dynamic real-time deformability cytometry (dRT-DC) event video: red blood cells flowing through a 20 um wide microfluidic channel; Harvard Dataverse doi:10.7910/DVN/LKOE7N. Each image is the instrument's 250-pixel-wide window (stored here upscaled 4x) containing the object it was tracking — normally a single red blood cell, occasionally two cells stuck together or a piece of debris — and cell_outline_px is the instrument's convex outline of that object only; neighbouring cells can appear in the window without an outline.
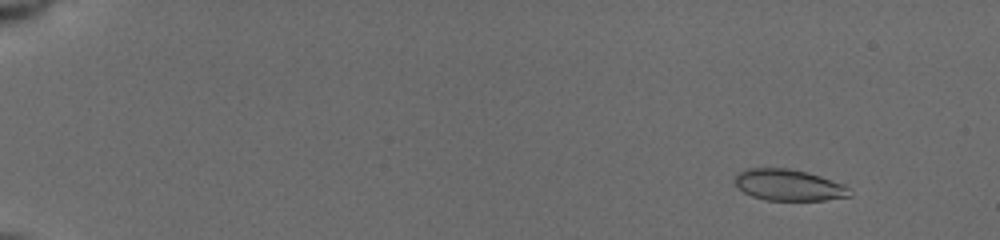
{"species": "common noctule bat (a hibernating species)", "species_latin": "Nyctalus noctula", "temperature_condition": "cold", "stored_images_in_passage": 40, "camera_frame_rate_fps": 3000, "um_per_image_px": 0.085, "animal": {"sex": "female", "body_mass_g": 19.5, "forearm_length_mm": 54.1}, "frame": {"image": 1, "passage_image": 7, "time_ms": 1.667, "image_size_px": [1000, 240], "cell_outline_px": [[852, 196], [824, 200], [764, 200], [752, 196], [744, 192], [732, 180], [736, 172], [744, 168], [788, 168], [808, 172], [844, 184], [848, 188]], "centroid_in_image_um": [66.99, 15.71], "position_along_channel_um": 18.0, "area_um2": 21.15}}
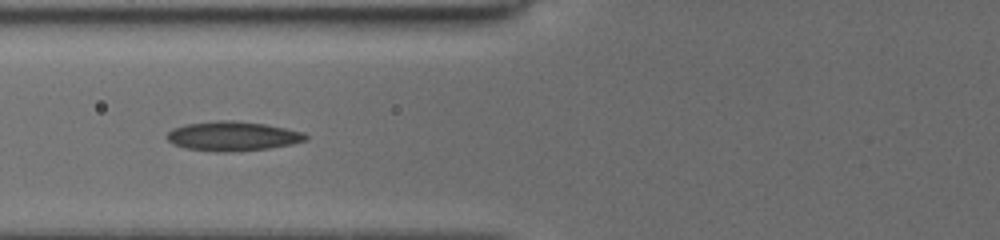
{"frame": {"image": 2, "passage_image": 31, "time_ms": 7.667, "image_size_px": [1000, 240], "cell_outline_px": [[308, 140], [292, 144], [268, 148], [228, 152], [216, 152], [184, 148], [172, 144], [164, 136], [172, 128], [184, 124], [220, 120], [232, 120], [264, 124], [304, 132], [308, 136]], "centroid_in_image_um": [19.73, 11.57], "position_along_channel_um": 106.1, "area_um2": 23.93}}
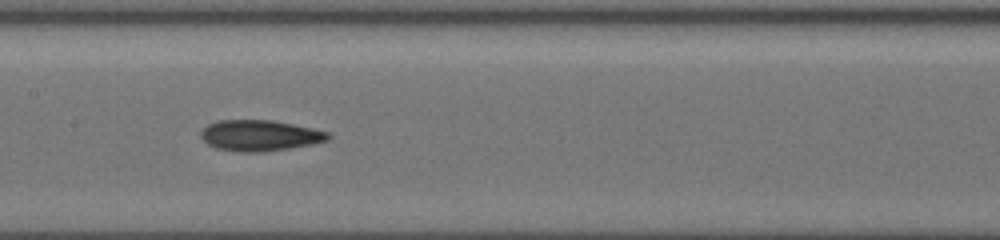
{"frame": {"image": 3, "passage_image": 39, "time_ms": 9.667, "image_size_px": [1000, 240], "cell_outline_px": [[332, 136], [328, 140], [312, 144], [264, 152], [240, 152], [216, 148], [208, 144], [200, 136], [200, 132], [208, 124], [220, 120], [272, 120], [312, 128], [328, 132]], "centroid_in_image_um": [22.08, 11.52], "position_along_channel_um": 185.3, "area_um2": 22.83}}